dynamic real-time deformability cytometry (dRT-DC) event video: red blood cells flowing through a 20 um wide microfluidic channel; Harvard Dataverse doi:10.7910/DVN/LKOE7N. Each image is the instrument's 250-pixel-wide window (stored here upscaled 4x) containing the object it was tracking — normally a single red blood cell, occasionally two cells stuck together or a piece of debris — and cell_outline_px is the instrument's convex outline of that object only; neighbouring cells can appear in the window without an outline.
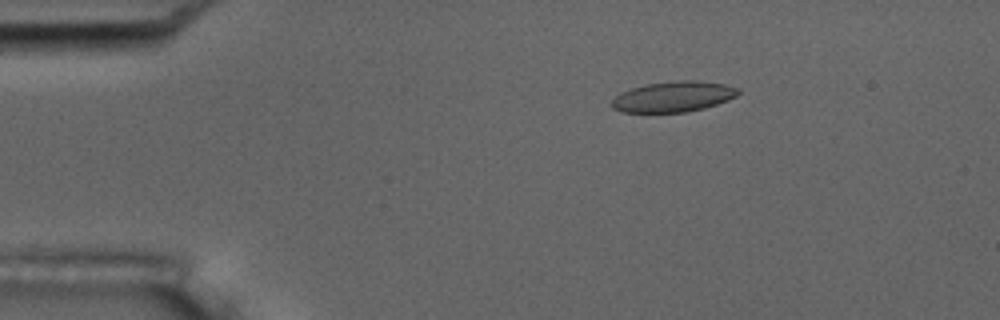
{"species": "common noctule bat (a hibernating species)", "species_latin": "Nyctalus noctula", "temperature_condition": "room temperature", "stored_images_in_passage": 54, "camera_frame_rate_fps": 3000, "um_per_image_px": 0.085, "animal": {"sex": "male", "body_mass_g": 17.5, "forearm_length_mm": 52.3}, "frame": {"image": 1, "passage_image": 9, "time_ms": 2.667, "image_size_px": [1000, 320], "cell_outline_px": [[740, 92], [736, 96], [728, 100], [704, 108], [684, 112], [620, 112], [612, 108], [612, 100], [620, 92], [632, 88], [648, 84], [680, 80], [696, 80], [724, 84], [736, 88]], "centroid_in_image_um": [57.22, 8.22], "position_along_channel_um": 27.8, "area_um2": 22.31}}
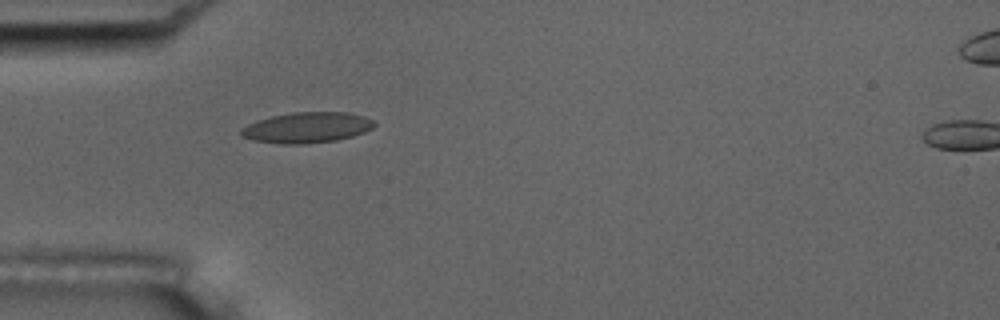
{"frame": {"image": 2, "passage_image": 16, "time_ms": 5.0, "image_size_px": [1000, 320], "cell_outline_px": [[376, 124], [372, 128], [364, 132], [352, 136], [336, 140], [304, 144], [284, 144], [252, 140], [240, 136], [240, 128], [256, 120], [272, 116], [292, 112], [348, 112], [364, 116], [372, 120]], "centroid_in_image_um": [26.06, 10.84], "position_along_channel_um": 58.9, "area_um2": 23.87}}
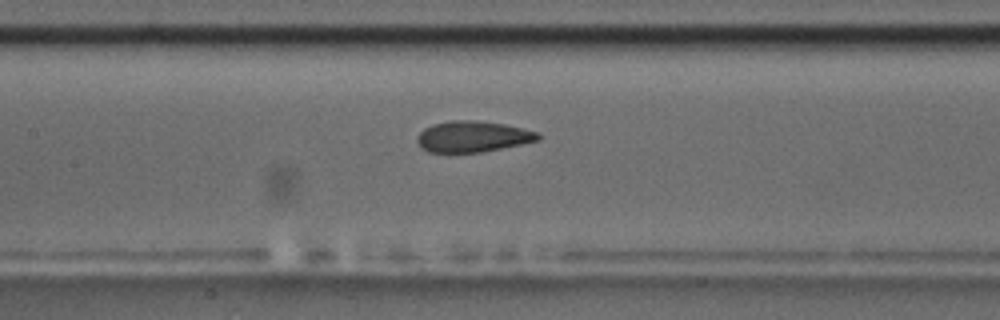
{"frame": {"image": 3, "passage_image": 25, "time_ms": 8.0, "image_size_px": [1000, 320], "cell_outline_px": [[540, 140], [480, 152], [428, 152], [420, 148], [416, 140], [416, 136], [424, 128], [432, 124], [452, 120], [476, 120], [504, 124], [540, 132]], "centroid_in_image_um": [40.15, 11.6], "position_along_channel_um": 167.3, "area_um2": 21.91}, "authors_computed_cell_mechanics": {"area_um2": 22.542, "velocity_mm_per_s": 3.7164, "shape_relaxation_time_tau1_ms": 11.3513, "shape_relaxation_time_tau2_ms": 1.4441, "deformation_change_tau1": 0.2109, "deformation_change_tau2": 0.0706}}